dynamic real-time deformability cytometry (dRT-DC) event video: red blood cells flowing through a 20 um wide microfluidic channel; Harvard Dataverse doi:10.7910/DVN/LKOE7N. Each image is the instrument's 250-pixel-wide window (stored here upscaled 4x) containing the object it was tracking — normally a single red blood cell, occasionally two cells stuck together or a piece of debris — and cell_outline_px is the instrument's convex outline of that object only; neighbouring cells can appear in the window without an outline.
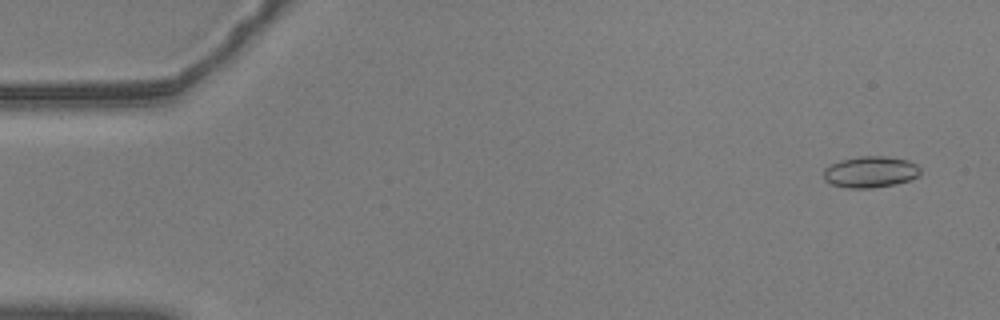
{"species": "common noctule bat (a hibernating species)", "species_latin": "Nyctalus noctula", "temperature_condition": "warm", "stored_images_in_passage": 57, "camera_frame_rate_fps": 3000, "um_per_image_px": 0.085, "animal": {"sex": "male", "body_mass_g": 20.5, "forearm_length_mm": 52.5}, "frame": {"image": 1, "passage_image": 3, "time_ms": 0.667, "image_size_px": [1000, 320], "cell_outline_px": [[920, 176], [896, 184], [872, 188], [848, 188], [832, 184], [824, 180], [824, 168], [840, 160], [860, 156], [884, 156], [908, 160], [916, 164], [920, 168]], "centroid_in_image_um": [73.99, 14.61], "position_along_channel_um": 11.0, "area_um2": 17.69}}
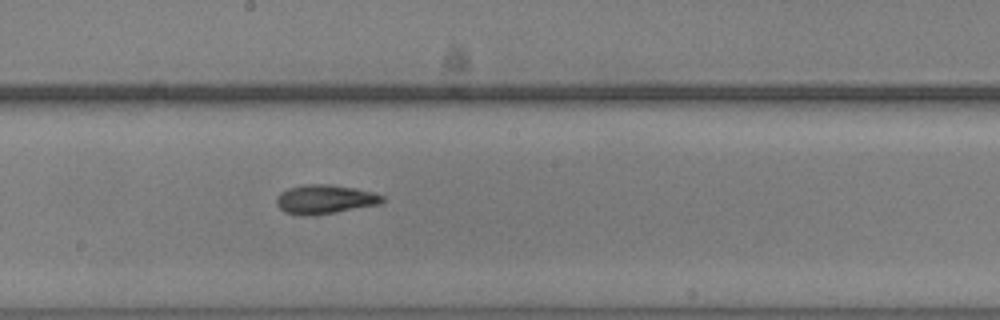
{"frame": {"image": 2, "passage_image": 31, "time_ms": 10.0, "image_size_px": [1000, 320], "cell_outline_px": [[384, 204], [308, 216], [304, 216], [284, 212], [276, 204], [276, 196], [280, 192], [288, 188], [304, 184], [328, 184], [352, 188], [372, 192], [384, 196]], "centroid_in_image_um": [27.6, 16.94], "position_along_channel_um": 220.6, "area_um2": 17.98}}
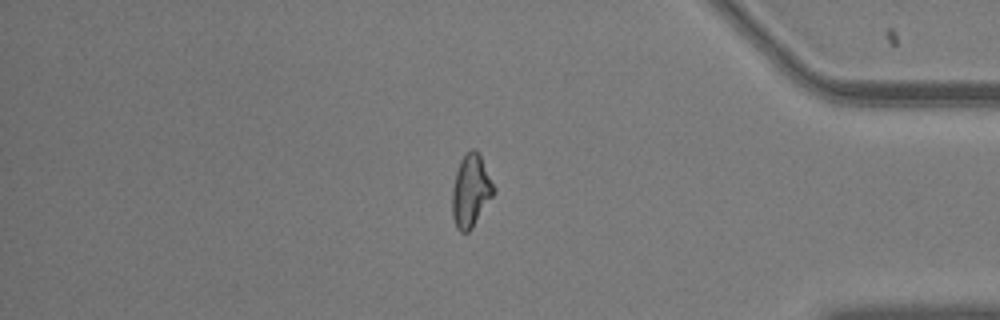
{"frame": {"image": 3, "passage_image": 48, "time_ms": 15.667, "image_size_px": [1000, 320], "cell_outline_px": [[496, 192], [472, 228], [468, 232], [460, 232], [456, 228], [452, 216], [452, 188], [456, 172], [460, 160], [472, 148], [476, 148], [480, 152], [496, 188]], "centroid_in_image_um": [40.04, 16.2], "position_along_channel_um": 395.2, "area_um2": 17.92}, "authors_computed_cell_mechanics": {"area_um2": 17.3978, "velocity_mm_per_s": 3.5862, "shape_relaxation_time_tau1_ms": null, "shape_relaxation_time_tau2_ms": 6.1951, "deformation_change_tau1": null, "deformation_change_tau2": 0.1534}}